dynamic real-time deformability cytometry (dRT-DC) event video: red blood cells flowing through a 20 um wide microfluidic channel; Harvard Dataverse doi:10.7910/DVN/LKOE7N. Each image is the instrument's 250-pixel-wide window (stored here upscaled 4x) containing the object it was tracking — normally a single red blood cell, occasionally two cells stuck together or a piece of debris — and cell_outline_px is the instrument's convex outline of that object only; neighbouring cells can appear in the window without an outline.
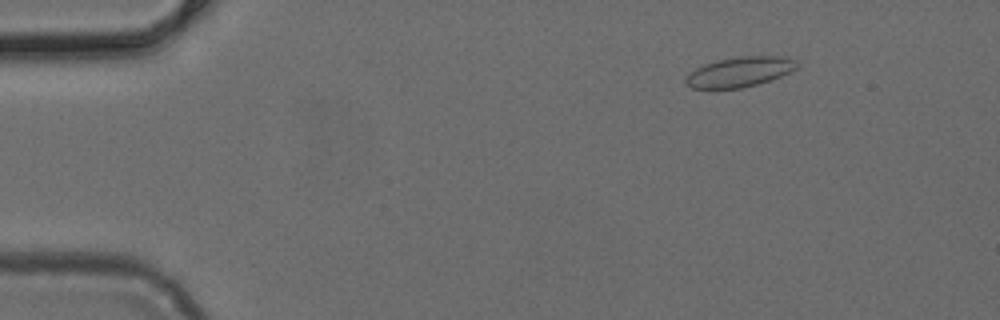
{"species": "common noctule bat (a hibernating species)", "species_latin": "Nyctalus noctula", "temperature_condition": "cold", "stored_images_in_passage": 34, "camera_frame_rate_fps": 3000, "um_per_image_px": 0.085, "animal": {"sex": "female", "body_mass_g": 24.6, "forearm_length_mm": 56.2}, "frame": {"image": 1, "passage_image": 3, "time_ms": 0.667, "image_size_px": [1000, 320], "cell_outline_px": [[800, 64], [792, 72], [772, 80], [740, 88], [692, 88], [684, 80], [688, 72], [704, 64], [716, 60], [740, 56], [784, 56], [796, 60]], "centroid_in_image_um": [62.91, 6.1], "position_along_channel_um": 22.1, "area_um2": 19.59}}
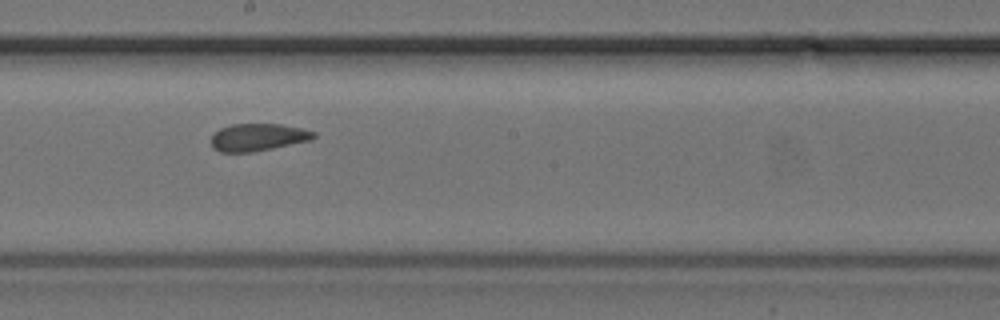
{"frame": {"image": 2, "passage_image": 24, "time_ms": 7.667, "image_size_px": [1000, 320], "cell_outline_px": [[316, 136], [312, 140], [252, 152], [220, 152], [212, 148], [212, 136], [220, 128], [232, 124], [280, 124], [300, 128], [316, 132]], "centroid_in_image_um": [21.93, 11.67], "position_along_channel_um": 226.3, "area_um2": 16.3}}
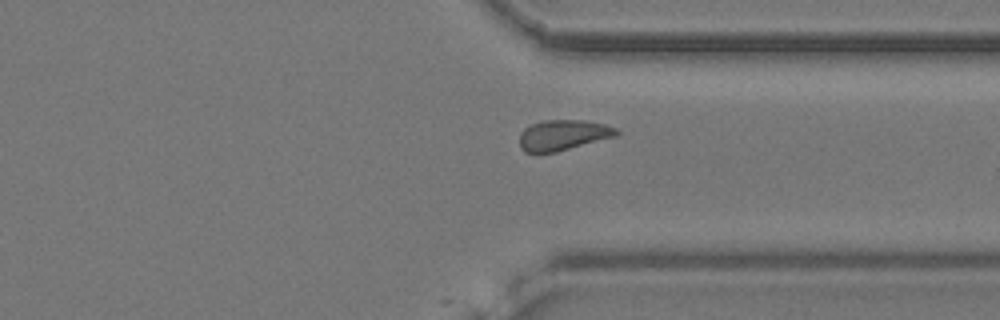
{"frame": {"image": 3, "passage_image": 34, "time_ms": 11.0, "image_size_px": [1000, 320], "cell_outline_px": [[620, 136], [556, 152], [524, 152], [520, 148], [520, 132], [524, 128], [532, 124], [544, 120], [584, 120], [604, 124], [616, 128], [620, 132]], "centroid_in_image_um": [47.91, 11.48], "position_along_channel_um": 363.5, "area_um2": 17.46}}